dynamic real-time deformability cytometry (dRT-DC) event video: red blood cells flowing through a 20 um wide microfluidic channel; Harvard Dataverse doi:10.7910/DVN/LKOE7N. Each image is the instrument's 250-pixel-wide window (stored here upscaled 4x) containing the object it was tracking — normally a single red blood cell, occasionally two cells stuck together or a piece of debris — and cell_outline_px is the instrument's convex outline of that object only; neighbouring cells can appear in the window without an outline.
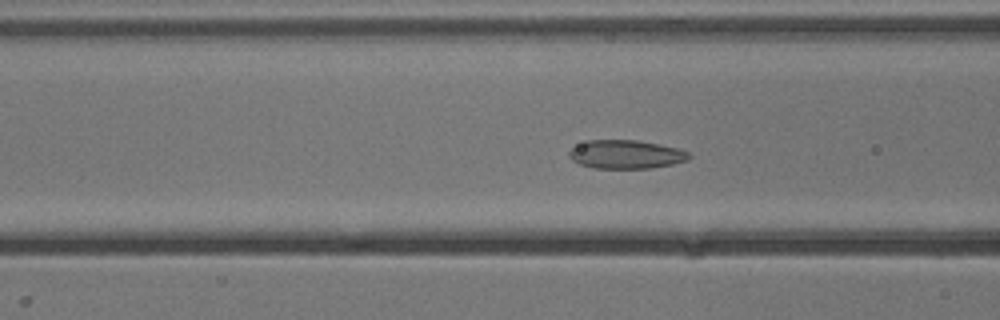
{"species": "common noctule bat (a hibernating species)", "species_latin": "Nyctalus noctula", "temperature_condition": "cold", "stored_images_in_passage": 51, "camera_frame_rate_fps": 3000, "um_per_image_px": 0.085, "animal": {"sex": "male", "body_mass_g": 13.3}, "frame": {"image": 1, "passage_image": 18, "time_ms": 5.667, "image_size_px": [1000, 320], "cell_outline_px": [[692, 156], [688, 160], [672, 164], [652, 168], [592, 168], [580, 164], [572, 160], [568, 156], [568, 152], [572, 148], [588, 140], [636, 140], [660, 144], [676, 148], [688, 152]], "centroid_in_image_um": [53.2, 13.12], "position_along_channel_um": 113.4, "area_um2": 19.94}}
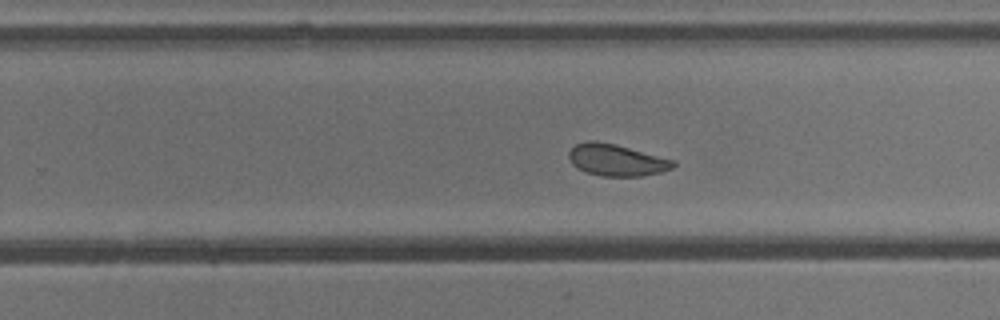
{"frame": {"image": 2, "passage_image": 31, "time_ms": 10.0, "image_size_px": [1000, 320], "cell_outline_px": [[676, 164], [672, 168], [660, 172], [644, 176], [600, 176], [588, 172], [572, 164], [568, 156], [568, 152], [576, 144], [588, 140], [592, 140], [612, 144], [628, 148], [672, 160]], "centroid_in_image_um": [52.36, 13.61], "position_along_channel_um": 277.4, "area_um2": 18.79}}
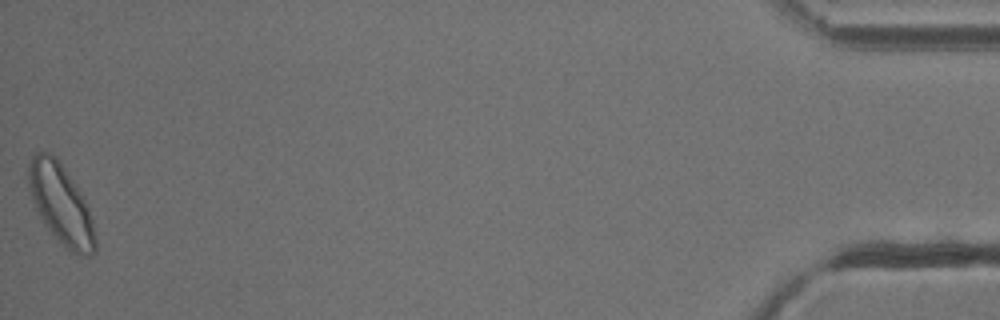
{"frame": {"image": 3, "passage_image": 51, "time_ms": 16.667, "image_size_px": [1000, 320], "cell_outline_px": [[96, 252], [88, 256], [80, 256], [68, 252], [64, 248], [48, 228], [40, 216], [32, 200], [28, 184], [28, 168], [32, 156], [36, 152], [48, 152], [56, 156], [80, 192], [88, 208], [92, 220], [96, 240]], "centroid_in_image_um": [5.19, 17.39], "position_along_channel_um": 430.0, "area_um2": 30.87}, "authors_computed_cell_mechanics": {"area_um2": 21.5594, "velocity_mm_per_s": 3.7879, "shape_relaxation_time_tau1_ms": 3.0329, "shape_relaxation_time_tau2_ms": 1.3, "deformation_change_tau1": 0.0801, "deformation_change_tau2": 0.0668}}